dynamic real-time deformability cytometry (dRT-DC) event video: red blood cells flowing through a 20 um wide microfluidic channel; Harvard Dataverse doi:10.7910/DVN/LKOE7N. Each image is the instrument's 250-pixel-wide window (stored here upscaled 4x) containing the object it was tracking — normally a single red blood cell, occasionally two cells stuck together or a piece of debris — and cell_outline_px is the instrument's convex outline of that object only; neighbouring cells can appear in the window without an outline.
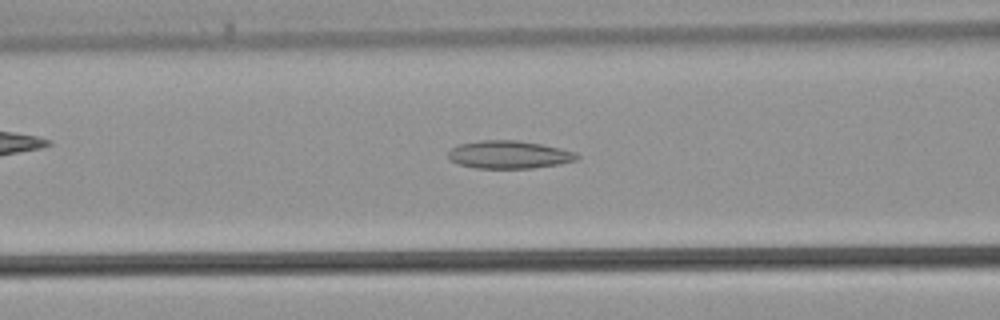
{"species": "common noctule bat (a hibernating species)", "species_latin": "Nyctalus noctula", "temperature_condition": "warm", "stored_images_in_passage": 33, "camera_frame_rate_fps": 3000, "um_per_image_px": 0.085, "animal": {"sex": "male", "body_mass_g": 21.5, "forearm_length_mm": 52.0}, "frame": {"image": 1, "passage_image": 12, "time_ms": 3.667, "image_size_px": [1000, 320], "cell_outline_px": [[580, 156], [576, 160], [560, 164], [532, 168], [472, 168], [460, 164], [452, 160], [448, 156], [448, 152], [452, 148], [460, 144], [484, 140], [516, 140], [540, 144], [560, 148], [576, 152]], "centroid_in_image_um": [43.29, 13.15], "position_along_channel_um": 123.3, "area_um2": 20.75}}
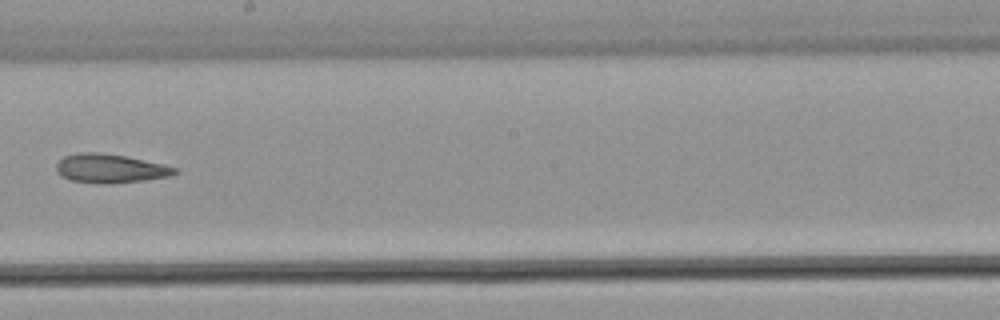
{"frame": {"image": 2, "passage_image": 19, "time_ms": 6.0, "image_size_px": [1000, 320], "cell_outline_px": [[180, 172], [168, 176], [144, 180], [108, 184], [72, 180], [60, 176], [56, 172], [56, 164], [64, 156], [80, 152], [100, 152], [124, 156], [164, 164], [176, 168]], "centroid_in_image_um": [9.35, 14.31], "position_along_channel_um": 238.8, "area_um2": 19.83}}
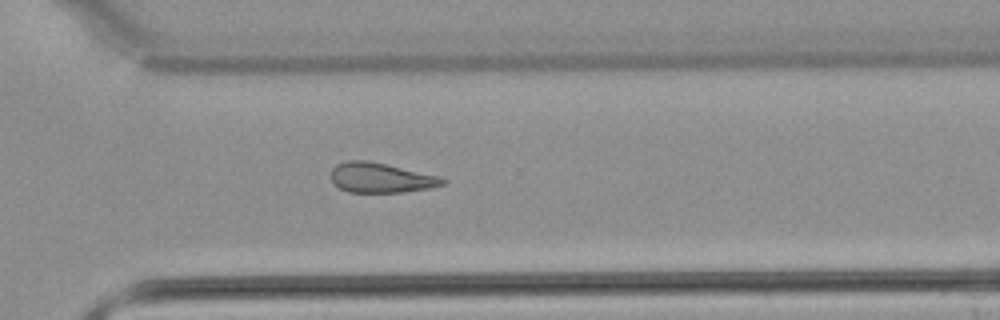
{"frame": {"image": 3, "passage_image": 25, "time_ms": 8.0, "image_size_px": [1000, 320], "cell_outline_px": [[448, 180], [444, 184], [432, 188], [404, 192], [348, 192], [332, 184], [332, 168], [336, 164], [348, 160], [368, 160], [436, 176]], "centroid_in_image_um": [32.33, 15.12], "position_along_channel_um": 338.3, "area_um2": 19.31}}